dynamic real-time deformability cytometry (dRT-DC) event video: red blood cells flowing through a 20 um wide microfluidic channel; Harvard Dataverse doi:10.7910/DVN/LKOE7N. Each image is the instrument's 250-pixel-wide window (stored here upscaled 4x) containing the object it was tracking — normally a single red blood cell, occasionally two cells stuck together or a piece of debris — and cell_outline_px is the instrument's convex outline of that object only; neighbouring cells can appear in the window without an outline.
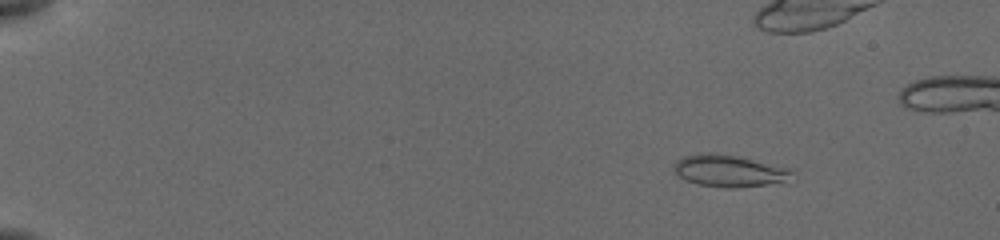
{"species": "common noctule bat (a hibernating species)", "species_latin": "Nyctalus noctula", "temperature_condition": "cold", "stored_images_in_passage": 13, "camera_frame_rate_fps": 3000, "um_per_image_px": 0.085, "animal": {"sex": "female", "body_mass_g": 19.5, "forearm_length_mm": 54.1}, "frame": {"image": 1, "passage_image": 3, "time_ms": 2.0, "image_size_px": [1000, 240], "cell_outline_px": [[796, 180], [736, 188], [724, 188], [700, 184], [688, 180], [672, 172], [672, 164], [676, 160], [684, 156], [700, 152], [708, 152], [736, 156], [792, 168]], "centroid_in_image_um": [62.01, 14.52], "position_along_channel_um": 23.0, "area_um2": 22.31}}